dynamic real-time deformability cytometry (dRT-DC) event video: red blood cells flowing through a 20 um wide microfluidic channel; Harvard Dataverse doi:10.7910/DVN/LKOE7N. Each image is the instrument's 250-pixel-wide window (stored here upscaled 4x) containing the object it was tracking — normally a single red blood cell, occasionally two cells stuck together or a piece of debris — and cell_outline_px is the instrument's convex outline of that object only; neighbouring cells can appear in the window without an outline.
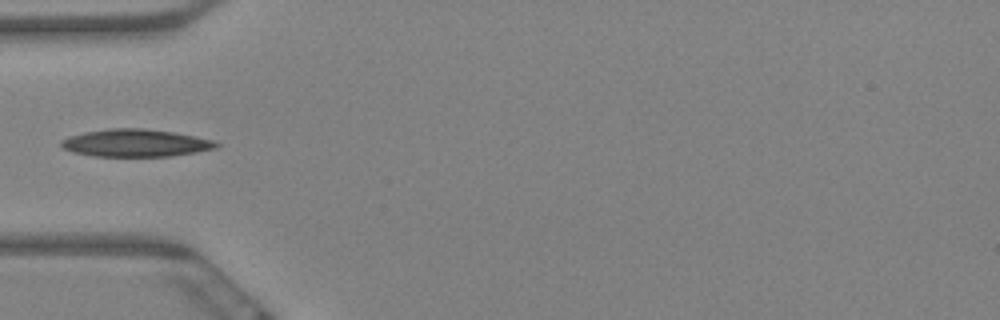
{"species": "Egyptian fruit bat (a non-hibernating species)", "species_latin": "Rousettus aegyptiacus", "temperature_condition": "warm", "stored_images_in_passage": 8, "camera_frame_rate_fps": 3000, "um_per_image_px": 0.085, "animal": {"sex": "female"}, "frame": {"image": 1, "passage_image": 2, "time_ms": 0.333, "image_size_px": [1000, 320], "cell_outline_px": [[220, 144], [216, 148], [196, 152], [172, 156], [92, 156], [72, 152], [60, 148], [60, 140], [84, 132], [108, 128], [144, 128], [172, 132], [212, 140]], "centroid_in_image_um": [11.47, 12.16], "position_along_channel_um": 73.5, "area_um2": 24.8}}
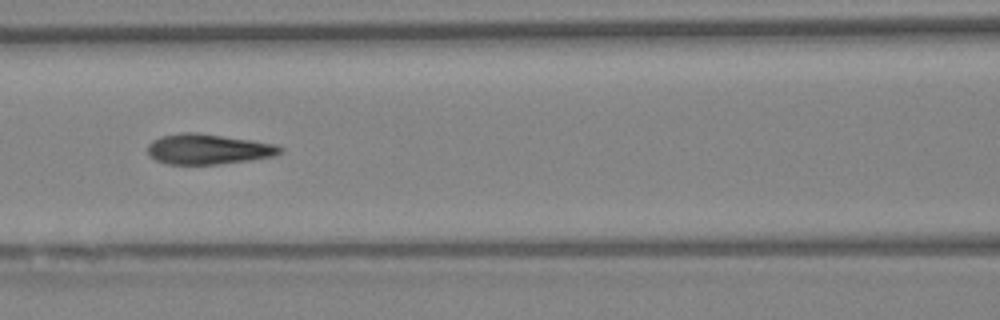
{"frame": {"image": 2, "passage_image": 4, "time_ms": 1.0, "image_size_px": [1000, 320], "cell_outline_px": [[284, 152], [272, 156], [248, 160], [220, 164], [164, 164], [148, 156], [148, 144], [152, 140], [160, 136], [184, 132], [196, 132], [252, 140], [276, 144], [284, 148]], "centroid_in_image_um": [17.68, 12.67], "position_along_channel_um": 148.9, "area_um2": 23.52}}
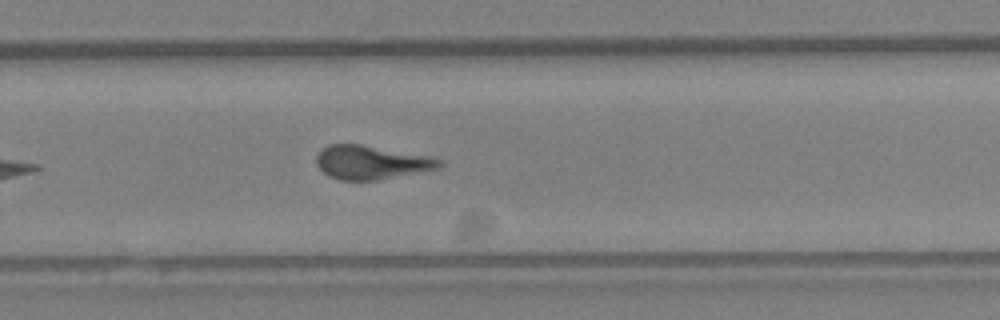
{"frame": {"image": 3, "passage_image": 8, "time_ms": 2.333, "image_size_px": [1000, 320], "cell_outline_px": [[444, 164], [436, 168], [376, 180], [340, 180], [328, 176], [316, 164], [316, 156], [320, 148], [328, 144], [360, 144], [436, 156], [444, 160]], "centroid_in_image_um": [31.56, 13.77], "position_along_channel_um": 298.2, "area_um2": 24.39}}